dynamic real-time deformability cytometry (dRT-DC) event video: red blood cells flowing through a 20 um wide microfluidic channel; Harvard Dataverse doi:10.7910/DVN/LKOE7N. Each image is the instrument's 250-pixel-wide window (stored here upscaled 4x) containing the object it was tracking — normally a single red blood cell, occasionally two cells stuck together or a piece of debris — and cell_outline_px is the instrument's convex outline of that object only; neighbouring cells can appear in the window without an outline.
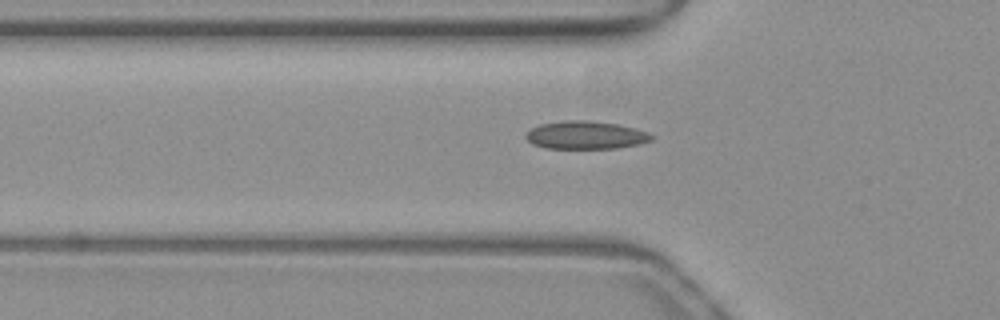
{"species": "common noctule bat (a hibernating species)", "species_latin": "Nyctalus noctula", "temperature_condition": "warm", "stored_images_in_passage": 5, "camera_frame_rate_fps": 3000, "um_per_image_px": 0.085, "animal": {"sex": "female", "body_mass_g": 19.3, "forearm_length_mm": 54.1}, "frame": {"image": 1, "passage_image": 3, "time_ms": 0.667, "image_size_px": [1000, 320], "cell_outline_px": [[652, 140], [640, 144], [616, 148], [544, 148], [532, 144], [524, 136], [532, 128], [540, 124], [564, 120], [588, 120], [616, 124], [648, 132], [652, 136]], "centroid_in_image_um": [49.76, 11.48], "position_along_channel_um": 76.0, "area_um2": 20.35}}